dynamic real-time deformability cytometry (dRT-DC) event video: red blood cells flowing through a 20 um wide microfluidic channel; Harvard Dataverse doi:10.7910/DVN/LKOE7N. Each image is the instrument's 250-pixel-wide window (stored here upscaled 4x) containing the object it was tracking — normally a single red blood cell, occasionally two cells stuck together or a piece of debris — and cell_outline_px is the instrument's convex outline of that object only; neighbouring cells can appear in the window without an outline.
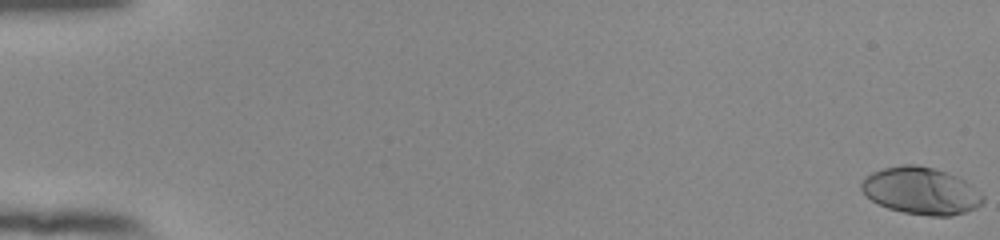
{"species": "human", "species_latin": "Homo sapiens", "temperature_condition": "room temperature", "stored_images_in_passage": 55, "camera_frame_rate_fps": 3000, "um_per_image_px": 0.085, "donor": {"sex": "female"}, "frame": {"image": 1, "passage_image": 1, "time_ms": 0.0, "image_size_px": [1000, 240], "cell_outline_px": [[984, 200], [976, 208], [952, 216], [932, 216], [904, 212], [888, 208], [872, 200], [860, 188], [860, 184], [864, 176], [872, 172], [884, 168], [900, 164], [916, 164], [932, 168], [956, 176], [964, 180], [980, 192], [984, 196]], "centroid_in_image_um": [78.27, 16.21], "position_along_channel_um": 6.7, "area_um2": 33.18}}
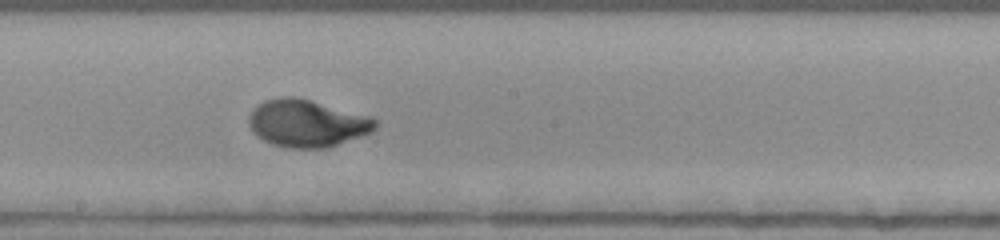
{"frame": {"image": 2, "passage_image": 32, "time_ms": 10.333, "image_size_px": [1000, 240], "cell_outline_px": [[380, 124], [372, 132], [328, 148], [292, 148], [272, 144], [256, 136], [252, 132], [248, 124], [248, 116], [252, 108], [256, 104], [264, 100], [280, 96], [296, 96], [372, 116]], "centroid_in_image_um": [26.09, 10.46], "position_along_channel_um": 222.1, "area_um2": 35.49}}
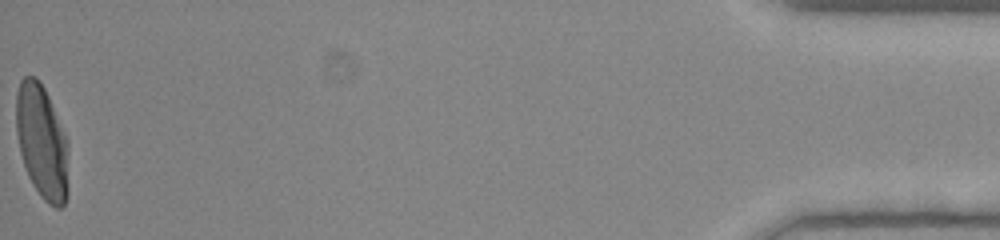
{"frame": {"image": 3, "passage_image": 55, "time_ms": 18.0, "image_size_px": [1000, 240], "cell_outline_px": [[68, 196], [64, 204], [60, 208], [56, 208], [48, 204], [40, 196], [32, 184], [28, 176], [20, 152], [16, 132], [16, 96], [20, 80], [24, 76], [36, 76], [44, 88], [48, 96], [68, 140]], "centroid_in_image_um": [3.57, 12.08], "position_along_channel_um": 431.6, "area_um2": 35.14}, "authors_computed_cell_mechanics": {"area_um2": 33.1772, "velocity_mm_per_s": 3.9249, "shape_relaxation_time_tau1_ms": 4.5284, "shape_relaxation_time_tau2_ms": null, "deformation_change_tau1": 0.249, "deformation_change_tau2": null}}